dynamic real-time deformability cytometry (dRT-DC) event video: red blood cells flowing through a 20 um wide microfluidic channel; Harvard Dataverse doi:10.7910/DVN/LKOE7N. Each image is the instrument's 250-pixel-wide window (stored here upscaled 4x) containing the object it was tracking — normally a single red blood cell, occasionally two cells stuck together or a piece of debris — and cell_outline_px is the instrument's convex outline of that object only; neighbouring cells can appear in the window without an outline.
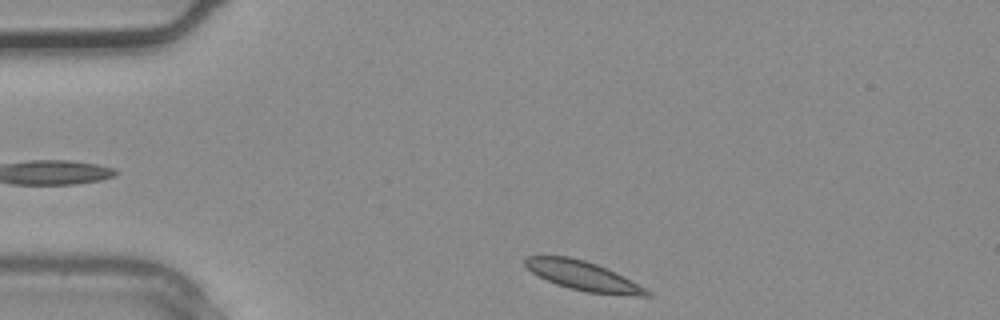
{"species": "common noctule bat (a hibernating species)", "species_latin": "Nyctalus noctula", "temperature_condition": "warm", "stored_images_in_passage": 3, "camera_frame_rate_fps": 3000, "um_per_image_px": 0.085, "animal": {"sex": "male", "body_mass_g": 20.4}, "frame": {"image": 1, "passage_image": 2, "time_ms": 0.333, "image_size_px": [1000, 320], "cell_outline_px": [[652, 296], [636, 296], [588, 292], [568, 288], [556, 284], [532, 272], [524, 264], [524, 256], [568, 256], [584, 260], [596, 264], [616, 272], [624, 276], [652, 292]], "centroid_in_image_um": [49.58, 23.45], "position_along_channel_um": 35.4, "area_um2": 20.63}}
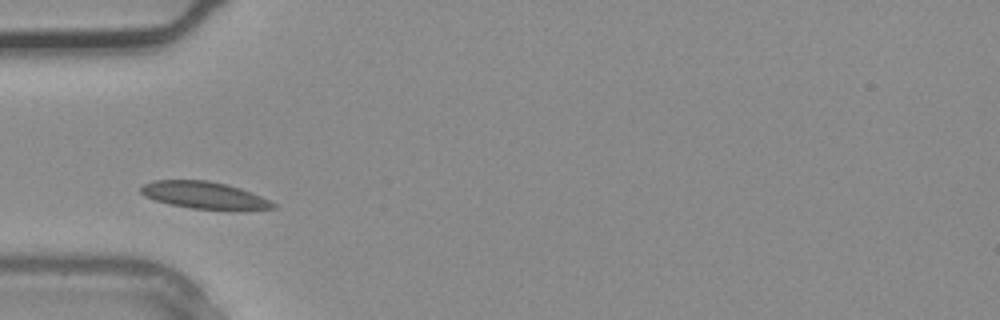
{"frame": {"image": 2, "passage_image": 3, "time_ms": 0.667, "image_size_px": [1000, 320], "cell_outline_px": [[276, 208], [232, 212], [192, 208], [168, 204], [144, 196], [140, 192], [140, 188], [144, 184], [152, 180], [208, 180], [240, 188], [260, 196], [276, 204]], "centroid_in_image_um": [17.39, 16.63], "position_along_channel_um": 67.6, "area_um2": 21.33}}